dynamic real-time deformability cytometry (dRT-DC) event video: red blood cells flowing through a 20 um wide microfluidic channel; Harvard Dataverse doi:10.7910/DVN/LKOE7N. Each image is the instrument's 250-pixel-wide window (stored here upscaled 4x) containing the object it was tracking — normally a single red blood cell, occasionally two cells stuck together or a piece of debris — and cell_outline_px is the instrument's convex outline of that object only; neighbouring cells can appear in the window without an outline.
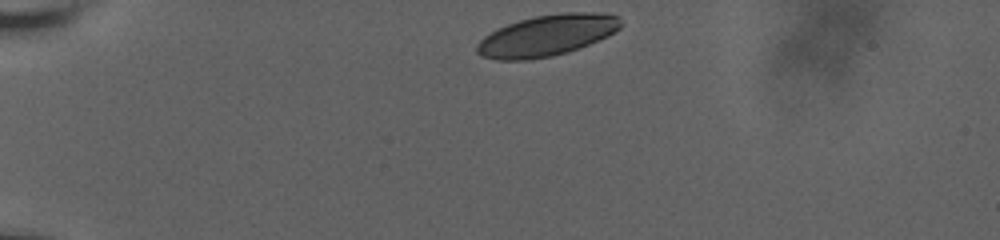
{"species": "human", "species_latin": "Homo sapiens", "temperature_condition": "room temperature", "stored_images_in_passage": 35, "camera_frame_rate_fps": 3000, "um_per_image_px": 0.085, "donor": {"sex": "male"}, "frame": {"image": 1, "passage_image": 1, "time_ms": 0.0, "image_size_px": [1000, 240], "cell_outline_px": [[624, 24], [620, 28], [608, 36], [568, 52], [552, 56], [524, 60], [496, 60], [480, 56], [476, 52], [476, 44], [484, 36], [508, 24], [520, 20], [536, 16], [564, 12], [608, 12], [620, 16]], "centroid_in_image_um": [46.54, 3.0], "position_along_channel_um": 38.5, "area_um2": 34.68}}
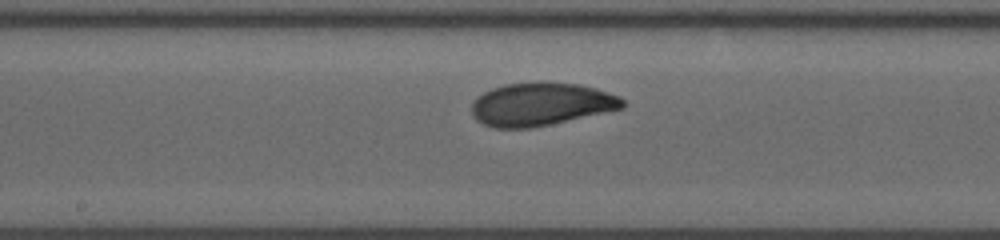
{"frame": {"image": 2, "passage_image": 20, "time_ms": 6.333, "image_size_px": [1000, 240], "cell_outline_px": [[624, 108], [548, 124], [528, 128], [496, 128], [484, 124], [476, 120], [472, 116], [472, 100], [484, 92], [492, 88], [504, 84], [540, 80], [580, 84], [596, 88], [620, 96], [624, 100]], "centroid_in_image_um": [45.96, 8.82], "position_along_channel_um": 202.2, "area_um2": 38.15}}
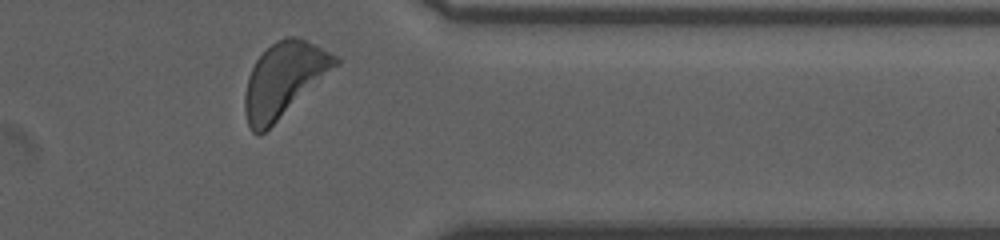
{"frame": {"image": 3, "passage_image": 34, "time_ms": 11.667, "image_size_px": [1000, 240], "cell_outline_px": [[340, 64], [260, 136], [252, 132], [248, 128], [244, 112], [244, 96], [248, 76], [256, 60], [276, 40], [288, 36], [296, 36], [336, 56], [340, 60]], "centroid_in_image_um": [24.1, 6.8], "position_along_channel_um": 387.3, "area_um2": 38.78}, "authors_computed_cell_mechanics": {"area_um2": 37.4544, "velocity_mm_per_s": 3.6034, "shape_relaxation_time_tau1_ms": 3.0344, "shape_relaxation_time_tau2_ms": 2.1221, "deformation_change_tau1": 0.1279, "deformation_change_tau2": 0.0754}}